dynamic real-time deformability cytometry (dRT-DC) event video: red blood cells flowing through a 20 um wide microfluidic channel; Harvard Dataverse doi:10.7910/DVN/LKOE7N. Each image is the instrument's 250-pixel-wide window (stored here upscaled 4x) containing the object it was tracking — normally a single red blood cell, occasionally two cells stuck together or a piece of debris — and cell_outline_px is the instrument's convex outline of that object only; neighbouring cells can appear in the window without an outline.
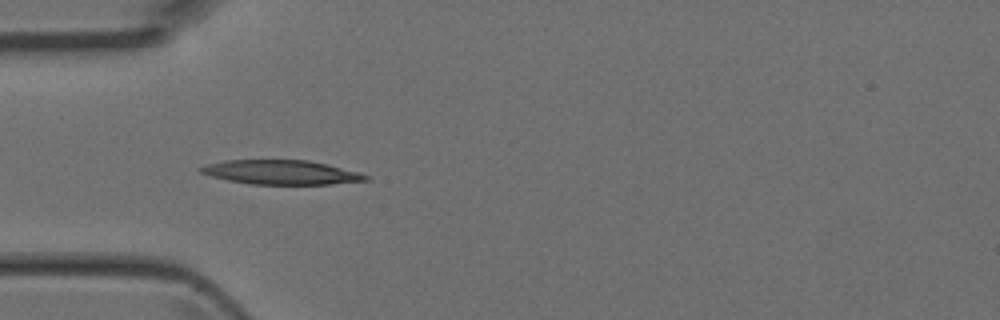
{"species": "Egyptian fruit bat (a non-hibernating species)", "species_latin": "Rousettus aegyptiacus", "temperature_condition": "room temperature", "stored_images_in_passage": 6, "camera_frame_rate_fps": 3000, "um_per_image_px": 0.085, "animal": {"sex": "female"}, "frame": {"image": 1, "passage_image": 4, "time_ms": 1.0, "image_size_px": [1000, 320], "cell_outline_px": [[372, 180], [332, 184], [248, 184], [228, 180], [212, 176], [200, 172], [196, 168], [208, 164], [224, 160], [308, 160], [328, 164], [360, 172], [372, 176]], "centroid_in_image_um": [23.97, 14.65], "position_along_channel_um": 61.0, "area_um2": 23.58}}
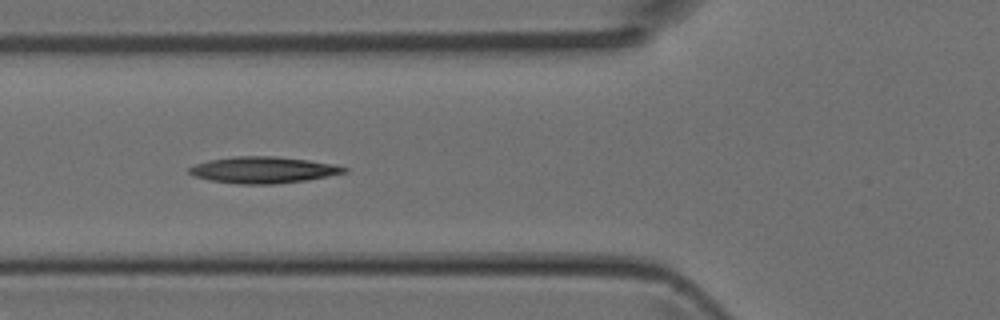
{"frame": {"image": 2, "passage_image": 5, "time_ms": 1.333, "image_size_px": [1000, 320], "cell_outline_px": [[348, 172], [308, 180], [272, 184], [240, 184], [208, 180], [192, 176], [188, 172], [188, 168], [196, 164], [208, 160], [236, 156], [276, 156], [308, 160], [336, 164], [348, 168]], "centroid_in_image_um": [22.38, 14.44], "position_along_channel_um": 103.4, "area_um2": 24.04}}
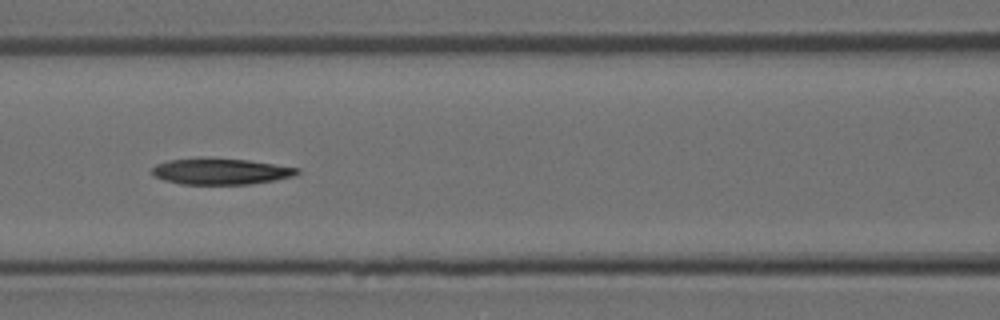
{"frame": {"image": 3, "passage_image": 6, "time_ms": 1.667, "image_size_px": [1000, 320], "cell_outline_px": [[300, 172], [296, 176], [248, 184], [180, 184], [164, 180], [156, 176], [152, 172], [152, 168], [156, 164], [168, 160], [200, 156], [204, 156], [248, 160], [300, 168]], "centroid_in_image_um": [18.74, 14.54], "position_along_channel_um": 147.9, "area_um2": 22.48}}